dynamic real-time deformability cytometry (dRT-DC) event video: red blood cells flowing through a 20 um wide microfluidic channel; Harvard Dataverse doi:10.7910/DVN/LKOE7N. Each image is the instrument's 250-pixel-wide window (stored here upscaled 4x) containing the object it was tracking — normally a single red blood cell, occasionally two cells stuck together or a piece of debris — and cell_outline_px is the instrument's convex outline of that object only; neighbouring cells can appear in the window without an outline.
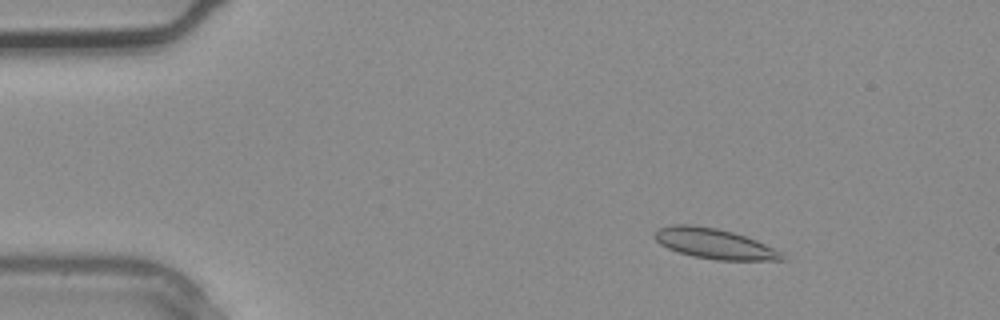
{"species": "common noctule bat (a hibernating species)", "species_latin": "Nyctalus noctula", "temperature_condition": "warm", "stored_images_in_passage": 3, "camera_frame_rate_fps": 3000, "um_per_image_px": 0.085, "animal": {"sex": "male", "body_mass_g": 20.4}, "frame": {"image": 1, "passage_image": 2, "time_ms": 0.333, "image_size_px": [1000, 320], "cell_outline_px": [[784, 260], [716, 260], [692, 256], [668, 248], [660, 244], [652, 236], [660, 228], [672, 224], [692, 224], [716, 228], [732, 232], [756, 240], [784, 252]], "centroid_in_image_um": [60.73, 20.71], "position_along_channel_um": 24.3, "area_um2": 22.43}}